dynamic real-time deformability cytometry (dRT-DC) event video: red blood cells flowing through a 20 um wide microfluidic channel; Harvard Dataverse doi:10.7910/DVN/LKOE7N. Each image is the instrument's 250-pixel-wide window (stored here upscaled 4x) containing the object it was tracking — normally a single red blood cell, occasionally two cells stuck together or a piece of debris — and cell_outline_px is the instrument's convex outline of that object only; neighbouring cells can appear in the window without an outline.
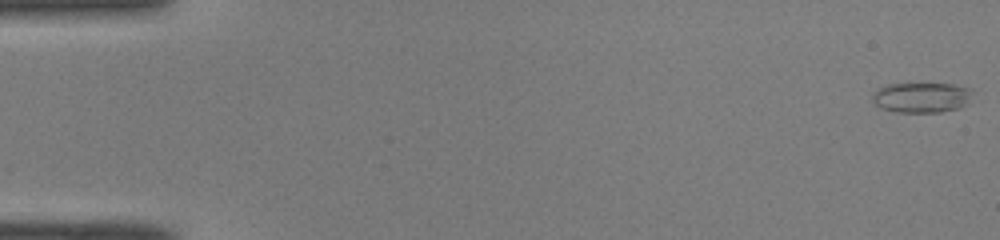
{"species": "common noctule bat (a hibernating species)", "species_latin": "Nyctalus noctula", "temperature_condition": "room temperature", "stored_images_in_passage": 50, "camera_frame_rate_fps": 3000, "um_per_image_px": 0.085, "animal": {"sex": "male", "body_mass_g": 19.0, "forearm_length_mm": 50.8}, "frame": {"image": 1, "passage_image": 1, "time_ms": 0.0, "image_size_px": [1000, 240], "cell_outline_px": [[972, 88], [964, 104], [960, 108], [940, 112], [896, 112], [880, 108], [872, 100], [872, 96], [880, 88], [888, 84], [952, 84]], "centroid_in_image_um": [78.29, 8.29], "position_along_channel_um": 6.7, "area_um2": 17.28}}
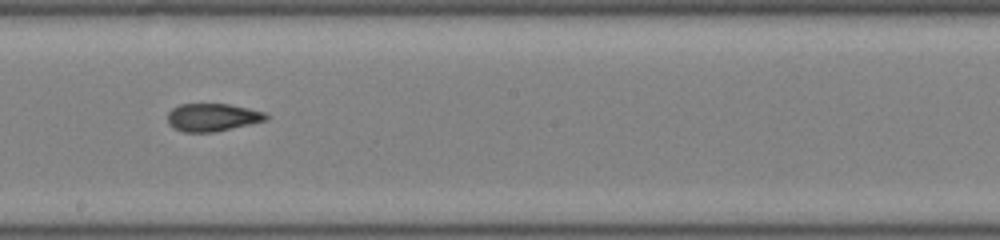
{"frame": {"image": 2, "passage_image": 29, "time_ms": 9.333, "image_size_px": [1000, 240], "cell_outline_px": [[268, 120], [212, 132], [184, 132], [172, 128], [168, 124], [168, 112], [172, 108], [180, 104], [228, 104], [248, 108], [264, 112], [268, 116]], "centroid_in_image_um": [18.02, 9.97], "position_along_channel_um": 230.2, "area_um2": 15.9}}
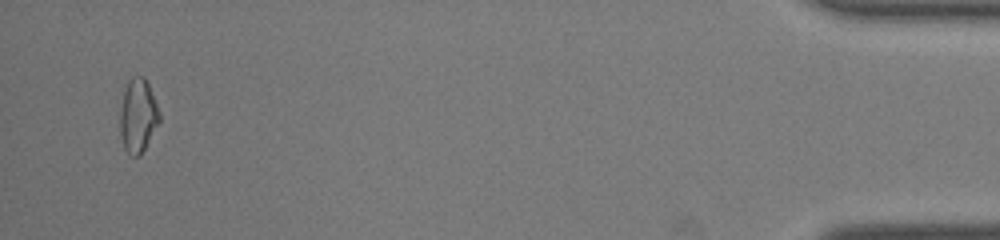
{"frame": {"image": 3, "passage_image": 49, "time_ms": 16.0, "image_size_px": [1000, 240], "cell_outline_px": [[160, 120], [140, 156], [132, 156], [124, 148], [120, 136], [120, 112], [124, 88], [128, 80], [132, 76], [144, 76], [148, 84], [160, 112]], "centroid_in_image_um": [11.71, 9.82], "position_along_channel_um": 423.5, "area_um2": 16.88}, "authors_computed_cell_mechanics": {"area_um2": 16.473, "velocity_mm_per_s": 4.105, "shape_relaxation_time_tau1_ms": null, "shape_relaxation_time_tau2_ms": 2.4658, "deformation_change_tau1": null, "deformation_change_tau2": 0.0929}}